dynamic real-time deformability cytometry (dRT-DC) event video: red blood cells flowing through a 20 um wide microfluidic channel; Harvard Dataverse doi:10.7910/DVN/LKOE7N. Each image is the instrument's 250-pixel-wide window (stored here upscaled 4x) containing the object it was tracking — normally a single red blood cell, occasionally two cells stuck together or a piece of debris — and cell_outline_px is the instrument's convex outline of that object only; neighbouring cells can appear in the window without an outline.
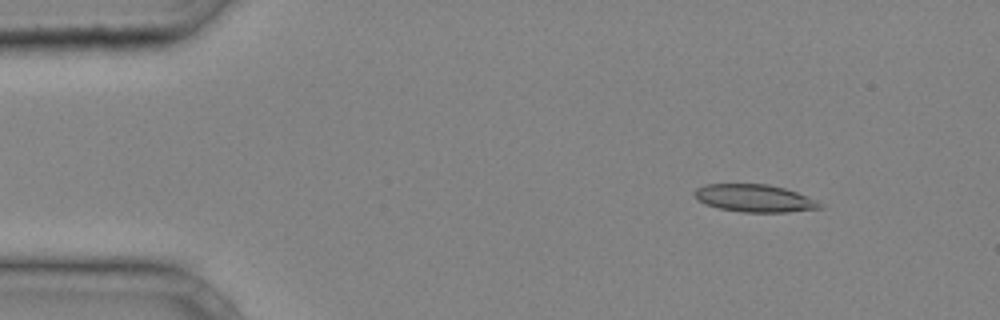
{"species": "common noctule bat (a hibernating species)", "species_latin": "Nyctalus noctula", "temperature_condition": "cold", "stored_images_in_passage": 39, "camera_frame_rate_fps": 3000, "um_per_image_px": 0.085, "animal": {"sex": "male", "body_mass_g": 20.4}, "frame": {"image": 1, "passage_image": 4, "time_ms": 1.0, "image_size_px": [1000, 320], "cell_outline_px": [[824, 208], [788, 212], [740, 212], [720, 208], [704, 204], [692, 192], [696, 188], [704, 184], [768, 184], [784, 188], [796, 192], [816, 200]], "centroid_in_image_um": [64.12, 16.85], "position_along_channel_um": 20.9, "area_um2": 20.06}}
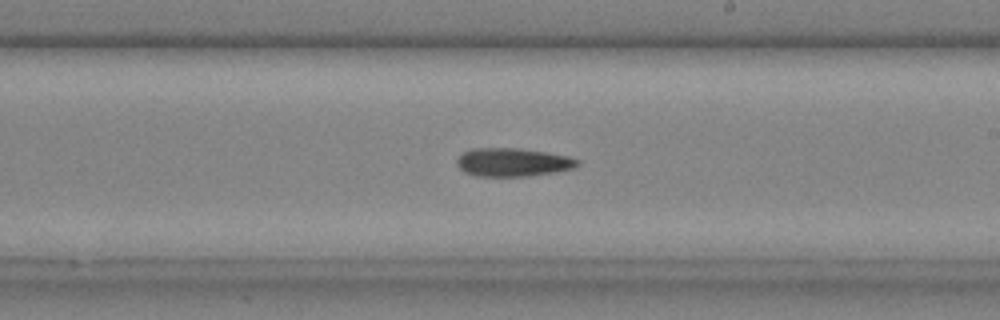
{"frame": {"image": 2, "passage_image": 23, "time_ms": 7.333, "image_size_px": [1000, 320], "cell_outline_px": [[580, 164], [572, 168], [556, 172], [528, 176], [476, 176], [464, 172], [456, 164], [456, 160], [464, 152], [472, 148], [520, 148], [568, 156], [580, 160]], "centroid_in_image_um": [43.58, 13.79], "position_along_channel_um": 245.4, "area_um2": 19.94}}
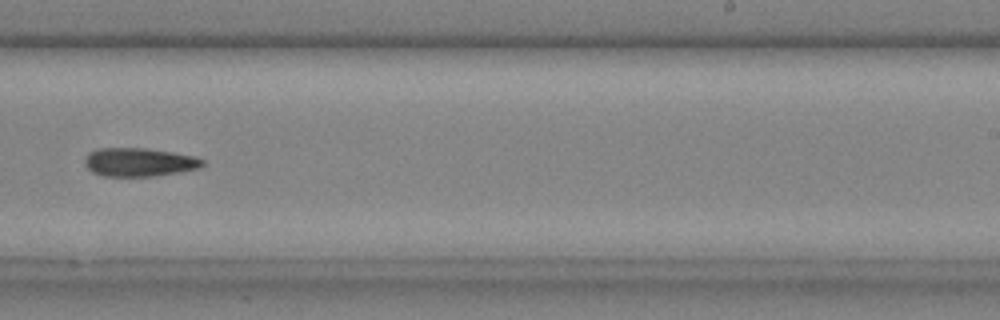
{"frame": {"image": 3, "passage_image": 25, "time_ms": 8.0, "image_size_px": [1000, 320], "cell_outline_px": [[204, 164], [200, 168], [180, 172], [152, 176], [104, 176], [92, 172], [84, 164], [84, 160], [88, 152], [96, 148], [144, 148], [172, 152], [196, 156], [204, 160]], "centroid_in_image_um": [11.82, 13.78], "position_along_channel_um": 277.2, "area_um2": 19.71}}